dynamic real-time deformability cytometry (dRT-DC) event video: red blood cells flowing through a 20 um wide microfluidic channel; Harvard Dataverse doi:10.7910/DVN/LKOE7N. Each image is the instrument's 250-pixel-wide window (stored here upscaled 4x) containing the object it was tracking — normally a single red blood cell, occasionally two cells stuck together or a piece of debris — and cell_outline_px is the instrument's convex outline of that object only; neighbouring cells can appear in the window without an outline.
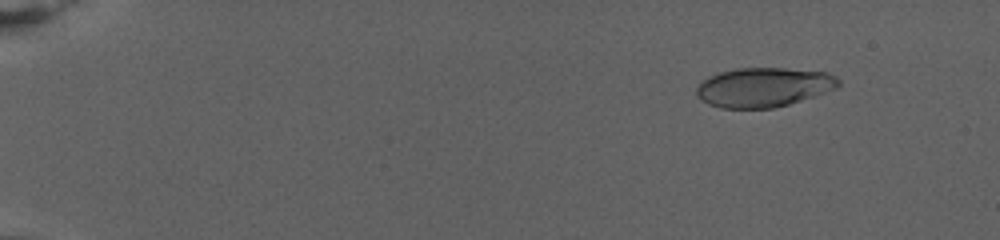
{"species": "human", "species_latin": "Homo sapiens", "temperature_condition": "warm", "stored_images_in_passage": 55, "camera_frame_rate_fps": 3000, "um_per_image_px": 0.085, "donor": {"sex": "female"}, "frame": {"image": 1, "passage_image": 10, "time_ms": 3.0, "image_size_px": [1000, 240], "cell_outline_px": [[840, 84], [836, 88], [788, 104], [772, 108], [720, 108], [708, 104], [696, 96], [696, 88], [700, 80], [708, 76], [720, 72], [736, 68], [784, 68], [824, 72], [836, 76], [840, 80]], "centroid_in_image_um": [64.84, 7.41], "position_along_channel_um": 20.2, "area_um2": 32.54}}
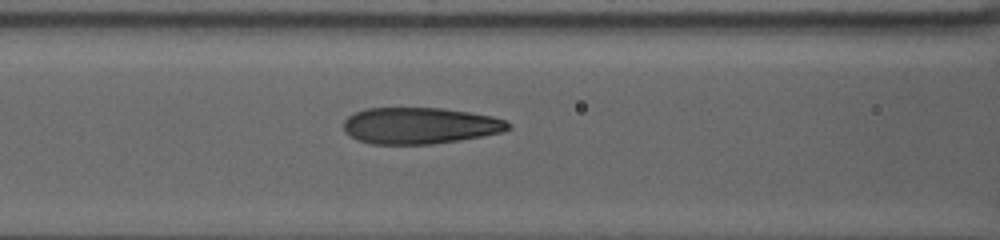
{"frame": {"image": 2, "passage_image": 37, "time_ms": 12.0, "image_size_px": [1000, 240], "cell_outline_px": [[512, 128], [500, 132], [460, 140], [432, 144], [368, 144], [356, 140], [344, 132], [344, 120], [348, 116], [364, 108], [444, 108], [492, 116], [504, 120], [512, 124]], "centroid_in_image_um": [35.65, 10.68], "position_along_channel_um": 130.9, "area_um2": 35.08}}
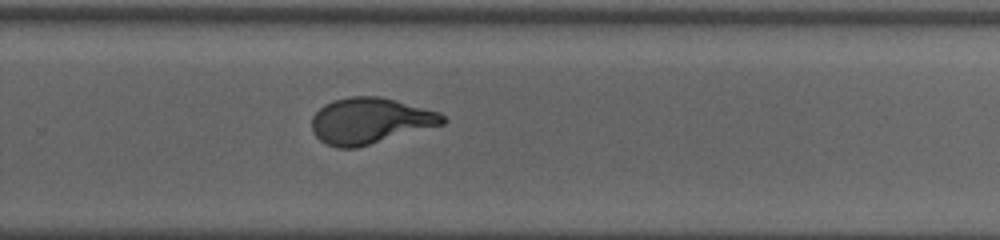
{"frame": {"image": 3, "passage_image": 55, "time_ms": 18.0, "image_size_px": [1000, 240], "cell_outline_px": [[448, 120], [444, 124], [356, 148], [336, 148], [320, 140], [312, 132], [312, 116], [324, 104], [332, 100], [352, 96], [380, 96], [440, 112]], "centroid_in_image_um": [31.45, 10.26], "position_along_channel_um": 298.3, "area_um2": 35.08}}